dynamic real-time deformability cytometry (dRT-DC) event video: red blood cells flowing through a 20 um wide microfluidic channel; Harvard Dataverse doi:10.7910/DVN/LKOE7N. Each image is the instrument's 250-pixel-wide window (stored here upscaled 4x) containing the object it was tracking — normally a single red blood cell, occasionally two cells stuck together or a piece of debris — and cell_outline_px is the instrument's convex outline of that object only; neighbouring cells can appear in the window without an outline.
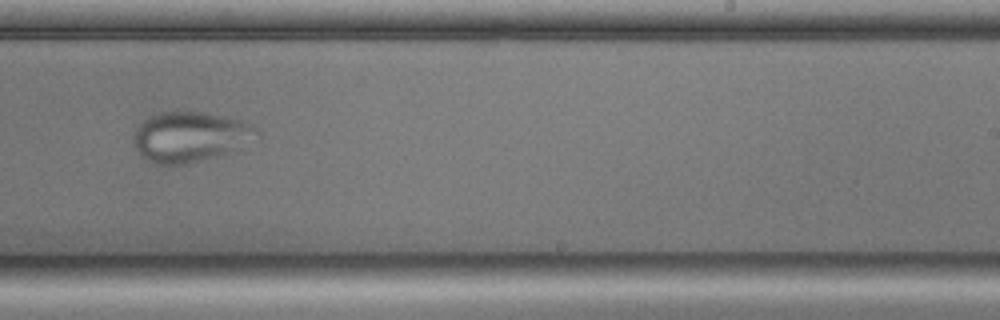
{"species": "common noctule bat (a hibernating species)", "species_latin": "Nyctalus noctula", "temperature_condition": "cold", "stored_images_in_passage": 32, "camera_frame_rate_fps": 3000, "um_per_image_px": 0.085, "animal": {"sex": "male", "body_mass_g": 17.9, "forearm_length_mm": 54.2}, "frame": {"image": 1, "passage_image": 18, "time_ms": 5.667, "image_size_px": [1000, 320], "cell_outline_px": [[260, 136], [228, 152], [216, 156], [184, 164], [152, 164], [140, 156], [132, 144], [132, 136], [136, 128], [148, 116], [160, 112], [200, 112], [240, 120], [252, 124], [260, 132]], "centroid_in_image_um": [16.09, 11.63], "position_along_channel_um": 272.9, "area_um2": 35.95}}